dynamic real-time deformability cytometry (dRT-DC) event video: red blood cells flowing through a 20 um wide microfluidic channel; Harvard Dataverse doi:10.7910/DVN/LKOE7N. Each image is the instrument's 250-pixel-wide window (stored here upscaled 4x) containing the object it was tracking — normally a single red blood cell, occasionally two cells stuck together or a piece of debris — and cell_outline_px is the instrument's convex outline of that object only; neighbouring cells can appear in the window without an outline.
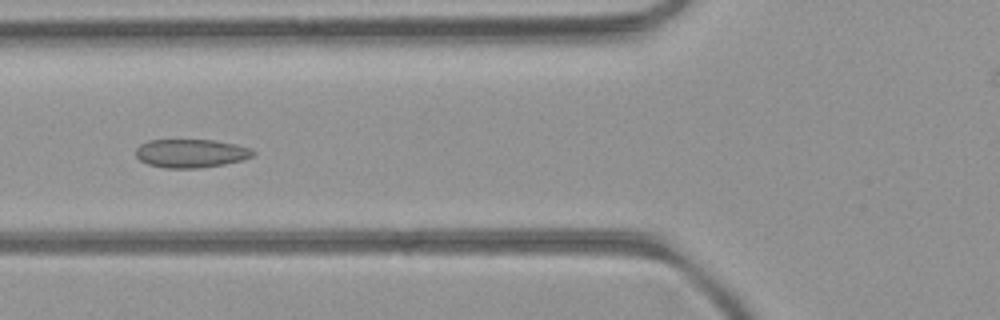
{"species": "common noctule bat (a hibernating species)", "species_latin": "Nyctalus noctula", "temperature_condition": "room temperature", "stored_images_in_passage": 50, "camera_frame_rate_fps": 3000, "um_per_image_px": 0.085, "animal": {"sex": "female", "body_mass_g": 21.9}, "frame": {"image": 1, "passage_image": 18, "time_ms": 5.667, "image_size_px": [1000, 320], "cell_outline_px": [[256, 152], [252, 156], [240, 160], [224, 164], [200, 168], [164, 168], [148, 164], [140, 160], [136, 156], [136, 148], [140, 144], [148, 140], [216, 140], [236, 144], [252, 148]], "centroid_in_image_um": [16.23, 13.03], "position_along_channel_um": 109.6, "area_um2": 19.54}}
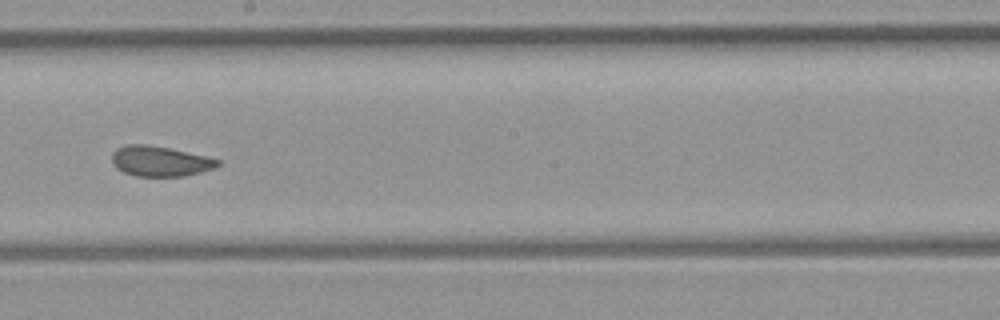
{"frame": {"image": 2, "passage_image": 27, "time_ms": 8.667, "image_size_px": [1000, 320], "cell_outline_px": [[220, 164], [212, 168], [200, 172], [184, 176], [136, 176], [124, 172], [116, 168], [112, 164], [112, 152], [116, 148], [128, 144], [148, 144], [168, 148], [204, 156], [220, 160]], "centroid_in_image_um": [13.54, 13.7], "position_along_channel_um": 234.7, "area_um2": 18.5}}
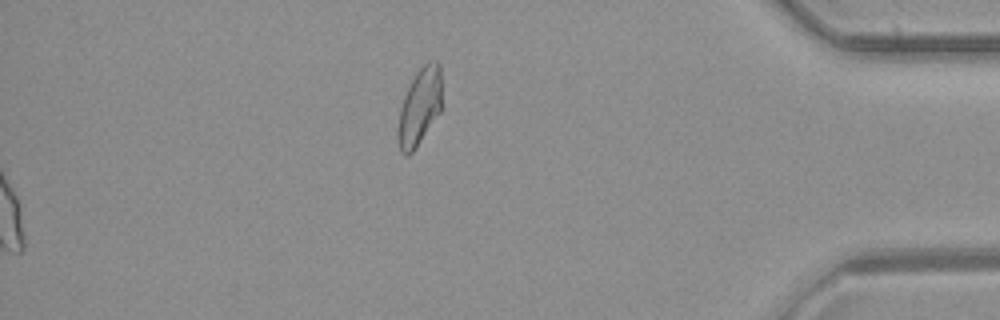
{"frame": {"image": 3, "passage_image": 50, "time_ms": 16.333, "image_size_px": [1000, 320], "cell_outline_px": [[440, 112], [412, 152], [408, 156], [404, 156], [400, 152], [396, 140], [396, 132], [400, 108], [404, 96], [416, 72], [428, 60], [436, 60], [440, 64]], "centroid_in_image_um": [35.62, 9.1], "position_along_channel_um": 399.6, "area_um2": 19.65}, "authors_computed_cell_mechanics": {"area_um2": 19.7965, "velocity_mm_per_s": 4.1519, "shape_relaxation_time_tau1_ms": null, "shape_relaxation_time_tau2_ms": 1.0761, "deformation_change_tau1": null, "deformation_change_tau2": 0.0442}}